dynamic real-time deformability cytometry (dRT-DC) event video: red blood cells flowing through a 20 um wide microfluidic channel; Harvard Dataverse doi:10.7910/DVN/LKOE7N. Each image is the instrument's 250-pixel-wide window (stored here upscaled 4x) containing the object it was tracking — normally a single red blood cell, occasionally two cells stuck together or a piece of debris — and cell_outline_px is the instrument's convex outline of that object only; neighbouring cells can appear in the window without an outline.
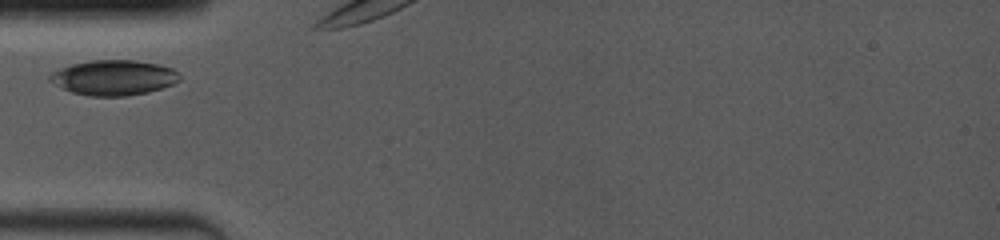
{"species": "common noctule bat (a hibernating species)", "species_latin": "Nyctalus noctula", "temperature_condition": "room temperature", "stored_images_in_passage": 10, "camera_frame_rate_fps": 4000, "um_per_image_px": 0.085, "animal": {"sex": "female", "body_mass_g": 19.0, "forearm_length_mm": 53.3}, "frame": {"image": 1, "passage_image": 1, "time_ms": 0.0, "image_size_px": [1000, 240], "cell_outline_px": [[180, 80], [164, 88], [148, 92], [124, 96], [92, 96], [72, 92], [60, 88], [48, 80], [48, 76], [52, 72], [60, 68], [72, 64], [92, 60], [136, 60], [160, 64], [172, 68], [180, 76]], "centroid_in_image_um": [9.66, 6.59], "position_along_channel_um": 75.3, "area_um2": 26.7}}